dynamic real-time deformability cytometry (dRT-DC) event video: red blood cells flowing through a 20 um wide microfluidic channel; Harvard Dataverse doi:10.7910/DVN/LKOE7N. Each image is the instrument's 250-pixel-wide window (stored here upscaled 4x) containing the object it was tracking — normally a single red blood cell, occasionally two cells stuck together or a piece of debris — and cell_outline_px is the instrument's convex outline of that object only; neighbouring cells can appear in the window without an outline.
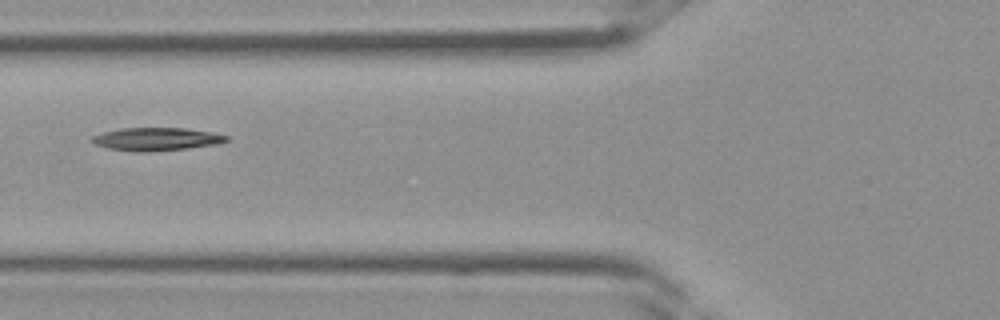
{"species": "Egyptian fruit bat (a non-hibernating species)", "species_latin": "Rousettus aegyptiacus", "temperature_condition": "room temperature", "stored_images_in_passage": 4, "camera_frame_rate_fps": 3000, "um_per_image_px": 0.085, "frame": {"image": 1, "passage_image": 4, "time_ms": 1.0, "image_size_px": [1000, 320], "cell_outline_px": [[228, 140], [216, 144], [188, 148], [148, 152], [140, 152], [108, 148], [96, 144], [88, 140], [92, 136], [104, 132], [120, 128], [184, 128], [212, 132], [228, 136]], "centroid_in_image_um": [13.27, 11.82], "position_along_channel_um": 112.5, "area_um2": 17.92}}